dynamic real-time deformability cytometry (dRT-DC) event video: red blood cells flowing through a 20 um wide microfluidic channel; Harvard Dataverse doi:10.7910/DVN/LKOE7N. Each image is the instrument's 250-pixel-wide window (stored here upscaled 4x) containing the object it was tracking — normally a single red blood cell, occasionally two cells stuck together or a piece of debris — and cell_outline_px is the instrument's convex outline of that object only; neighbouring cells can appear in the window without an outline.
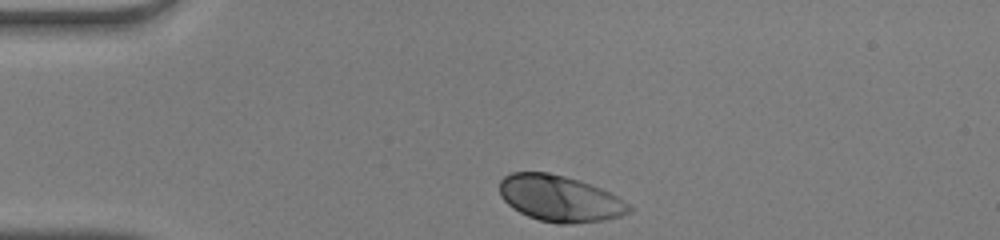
{"species": "human", "species_latin": "Homo sapiens", "temperature_condition": "warm", "stored_images_in_passage": 31, "camera_frame_rate_fps": 3000, "um_per_image_px": 0.085, "donor": {"sex": "male"}, "frame": {"image": 1, "passage_image": 1, "time_ms": 0.0, "image_size_px": [1000, 240], "cell_outline_px": [[632, 212], [620, 216], [604, 220], [572, 224], [560, 224], [540, 220], [528, 216], [512, 208], [500, 196], [500, 180], [504, 176], [512, 172], [548, 172], [580, 180], [600, 188], [616, 196], [628, 204], [632, 208]], "centroid_in_image_um": [47.57, 16.87], "position_along_channel_um": 37.4, "area_um2": 34.8}}
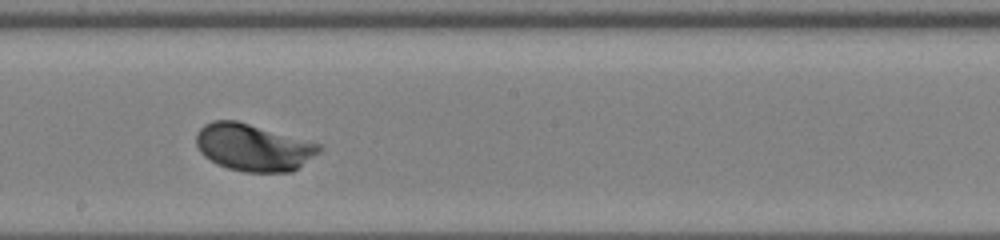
{"frame": {"image": 2, "passage_image": 18, "time_ms": 5.667, "image_size_px": [1000, 240], "cell_outline_px": [[324, 148], [320, 152], [292, 172], [244, 172], [228, 168], [216, 164], [204, 156], [200, 152], [196, 144], [196, 132], [204, 124], [212, 120], [236, 120], [320, 144]], "centroid_in_image_um": [21.51, 12.53], "position_along_channel_um": 226.7, "area_um2": 33.81}}
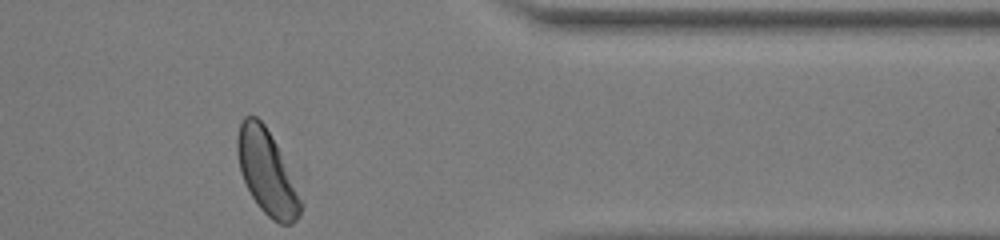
{"frame": {"image": 3, "passage_image": 31, "time_ms": 10.0, "image_size_px": [1000, 240], "cell_outline_px": [[304, 204], [300, 216], [292, 224], [280, 224], [272, 220], [260, 208], [252, 196], [240, 172], [236, 152], [236, 140], [240, 124], [244, 116], [256, 116], [264, 124], [276, 144]], "centroid_in_image_um": [22.68, 14.67], "position_along_channel_um": 388.7, "area_um2": 30.81}, "authors_computed_cell_mechanics": {"area_um2": 33.5818, "velocity_mm_per_s": 4.0964, "shape_relaxation_time_tau1_ms": 1.5205, "shape_relaxation_time_tau2_ms": null, "deformation_change_tau1": 0.122, "deformation_change_tau2": null}}